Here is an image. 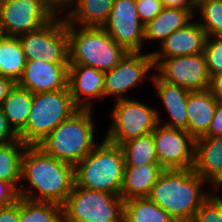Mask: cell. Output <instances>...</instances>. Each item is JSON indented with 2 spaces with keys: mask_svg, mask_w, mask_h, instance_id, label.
Returning <instances> with one entry per match:
<instances>
[{
  "mask_svg": "<svg viewBox=\"0 0 222 222\" xmlns=\"http://www.w3.org/2000/svg\"><path fill=\"white\" fill-rule=\"evenodd\" d=\"M23 179L34 189L20 187L19 197L63 205L75 187V166L47 155L38 146H27L22 157Z\"/></svg>",
  "mask_w": 222,
  "mask_h": 222,
  "instance_id": "cell-1",
  "label": "cell"
},
{
  "mask_svg": "<svg viewBox=\"0 0 222 222\" xmlns=\"http://www.w3.org/2000/svg\"><path fill=\"white\" fill-rule=\"evenodd\" d=\"M207 183L193 169L164 170L148 198L166 211L175 222H191L211 192Z\"/></svg>",
  "mask_w": 222,
  "mask_h": 222,
  "instance_id": "cell-2",
  "label": "cell"
},
{
  "mask_svg": "<svg viewBox=\"0 0 222 222\" xmlns=\"http://www.w3.org/2000/svg\"><path fill=\"white\" fill-rule=\"evenodd\" d=\"M74 166L75 186L120 196L125 170L120 145L104 138Z\"/></svg>",
  "mask_w": 222,
  "mask_h": 222,
  "instance_id": "cell-3",
  "label": "cell"
},
{
  "mask_svg": "<svg viewBox=\"0 0 222 222\" xmlns=\"http://www.w3.org/2000/svg\"><path fill=\"white\" fill-rule=\"evenodd\" d=\"M92 109H78L38 145L47 155L75 165L96 146Z\"/></svg>",
  "mask_w": 222,
  "mask_h": 222,
  "instance_id": "cell-4",
  "label": "cell"
},
{
  "mask_svg": "<svg viewBox=\"0 0 222 222\" xmlns=\"http://www.w3.org/2000/svg\"><path fill=\"white\" fill-rule=\"evenodd\" d=\"M67 33L69 64L92 66L99 71L107 72L128 54L103 27L67 24Z\"/></svg>",
  "mask_w": 222,
  "mask_h": 222,
  "instance_id": "cell-5",
  "label": "cell"
},
{
  "mask_svg": "<svg viewBox=\"0 0 222 222\" xmlns=\"http://www.w3.org/2000/svg\"><path fill=\"white\" fill-rule=\"evenodd\" d=\"M79 108L69 87L63 90L33 94L26 127L18 134L27 146H38L60 123Z\"/></svg>",
  "mask_w": 222,
  "mask_h": 222,
  "instance_id": "cell-6",
  "label": "cell"
},
{
  "mask_svg": "<svg viewBox=\"0 0 222 222\" xmlns=\"http://www.w3.org/2000/svg\"><path fill=\"white\" fill-rule=\"evenodd\" d=\"M124 202L116 194L75 186L62 205L64 222H123Z\"/></svg>",
  "mask_w": 222,
  "mask_h": 222,
  "instance_id": "cell-7",
  "label": "cell"
},
{
  "mask_svg": "<svg viewBox=\"0 0 222 222\" xmlns=\"http://www.w3.org/2000/svg\"><path fill=\"white\" fill-rule=\"evenodd\" d=\"M112 110V123L105 139L121 145L136 137L153 132L161 124L156 109L128 98L117 100Z\"/></svg>",
  "mask_w": 222,
  "mask_h": 222,
  "instance_id": "cell-8",
  "label": "cell"
},
{
  "mask_svg": "<svg viewBox=\"0 0 222 222\" xmlns=\"http://www.w3.org/2000/svg\"><path fill=\"white\" fill-rule=\"evenodd\" d=\"M26 60L43 59L49 63H69L68 33L65 17H55L36 31L18 36Z\"/></svg>",
  "mask_w": 222,
  "mask_h": 222,
  "instance_id": "cell-9",
  "label": "cell"
},
{
  "mask_svg": "<svg viewBox=\"0 0 222 222\" xmlns=\"http://www.w3.org/2000/svg\"><path fill=\"white\" fill-rule=\"evenodd\" d=\"M157 76L170 84L189 91L209 89L210 76L204 53L168 59H153Z\"/></svg>",
  "mask_w": 222,
  "mask_h": 222,
  "instance_id": "cell-10",
  "label": "cell"
},
{
  "mask_svg": "<svg viewBox=\"0 0 222 222\" xmlns=\"http://www.w3.org/2000/svg\"><path fill=\"white\" fill-rule=\"evenodd\" d=\"M54 18L41 0H3L0 3V34L18 37L40 29Z\"/></svg>",
  "mask_w": 222,
  "mask_h": 222,
  "instance_id": "cell-11",
  "label": "cell"
},
{
  "mask_svg": "<svg viewBox=\"0 0 222 222\" xmlns=\"http://www.w3.org/2000/svg\"><path fill=\"white\" fill-rule=\"evenodd\" d=\"M152 133L158 162L165 170L193 169L195 139L187 131L159 124Z\"/></svg>",
  "mask_w": 222,
  "mask_h": 222,
  "instance_id": "cell-12",
  "label": "cell"
},
{
  "mask_svg": "<svg viewBox=\"0 0 222 222\" xmlns=\"http://www.w3.org/2000/svg\"><path fill=\"white\" fill-rule=\"evenodd\" d=\"M103 28L127 52H141L145 25L137 13L135 0H114Z\"/></svg>",
  "mask_w": 222,
  "mask_h": 222,
  "instance_id": "cell-13",
  "label": "cell"
},
{
  "mask_svg": "<svg viewBox=\"0 0 222 222\" xmlns=\"http://www.w3.org/2000/svg\"><path fill=\"white\" fill-rule=\"evenodd\" d=\"M154 68L153 57L149 52H128L112 69L104 72V97L116 96V100L126 99L127 90L137 86Z\"/></svg>",
  "mask_w": 222,
  "mask_h": 222,
  "instance_id": "cell-14",
  "label": "cell"
},
{
  "mask_svg": "<svg viewBox=\"0 0 222 222\" xmlns=\"http://www.w3.org/2000/svg\"><path fill=\"white\" fill-rule=\"evenodd\" d=\"M69 63H49L39 58L26 60L18 86L32 94L68 88Z\"/></svg>",
  "mask_w": 222,
  "mask_h": 222,
  "instance_id": "cell-15",
  "label": "cell"
},
{
  "mask_svg": "<svg viewBox=\"0 0 222 222\" xmlns=\"http://www.w3.org/2000/svg\"><path fill=\"white\" fill-rule=\"evenodd\" d=\"M68 87L79 109H93L91 100L104 98V72L92 66L69 64Z\"/></svg>",
  "mask_w": 222,
  "mask_h": 222,
  "instance_id": "cell-16",
  "label": "cell"
},
{
  "mask_svg": "<svg viewBox=\"0 0 222 222\" xmlns=\"http://www.w3.org/2000/svg\"><path fill=\"white\" fill-rule=\"evenodd\" d=\"M207 35L198 22L172 32L160 45V51L151 52L153 59H168L204 52Z\"/></svg>",
  "mask_w": 222,
  "mask_h": 222,
  "instance_id": "cell-17",
  "label": "cell"
},
{
  "mask_svg": "<svg viewBox=\"0 0 222 222\" xmlns=\"http://www.w3.org/2000/svg\"><path fill=\"white\" fill-rule=\"evenodd\" d=\"M193 171L217 190L222 186V136L195 139Z\"/></svg>",
  "mask_w": 222,
  "mask_h": 222,
  "instance_id": "cell-18",
  "label": "cell"
},
{
  "mask_svg": "<svg viewBox=\"0 0 222 222\" xmlns=\"http://www.w3.org/2000/svg\"><path fill=\"white\" fill-rule=\"evenodd\" d=\"M151 76L158 96L170 117V121L165 123L164 126L188 132L186 107L190 91L161 80L155 73Z\"/></svg>",
  "mask_w": 222,
  "mask_h": 222,
  "instance_id": "cell-19",
  "label": "cell"
},
{
  "mask_svg": "<svg viewBox=\"0 0 222 222\" xmlns=\"http://www.w3.org/2000/svg\"><path fill=\"white\" fill-rule=\"evenodd\" d=\"M217 103L209 89L190 91L186 110L188 133L194 139L202 137L208 132Z\"/></svg>",
  "mask_w": 222,
  "mask_h": 222,
  "instance_id": "cell-20",
  "label": "cell"
},
{
  "mask_svg": "<svg viewBox=\"0 0 222 222\" xmlns=\"http://www.w3.org/2000/svg\"><path fill=\"white\" fill-rule=\"evenodd\" d=\"M164 170L160 164L125 166L120 196L124 200L148 198Z\"/></svg>",
  "mask_w": 222,
  "mask_h": 222,
  "instance_id": "cell-21",
  "label": "cell"
},
{
  "mask_svg": "<svg viewBox=\"0 0 222 222\" xmlns=\"http://www.w3.org/2000/svg\"><path fill=\"white\" fill-rule=\"evenodd\" d=\"M114 0H74L65 18L67 24L84 27H103L111 13Z\"/></svg>",
  "mask_w": 222,
  "mask_h": 222,
  "instance_id": "cell-22",
  "label": "cell"
},
{
  "mask_svg": "<svg viewBox=\"0 0 222 222\" xmlns=\"http://www.w3.org/2000/svg\"><path fill=\"white\" fill-rule=\"evenodd\" d=\"M194 10L163 8L144 28V40H159V44L175 30L186 26L192 20Z\"/></svg>",
  "mask_w": 222,
  "mask_h": 222,
  "instance_id": "cell-23",
  "label": "cell"
},
{
  "mask_svg": "<svg viewBox=\"0 0 222 222\" xmlns=\"http://www.w3.org/2000/svg\"><path fill=\"white\" fill-rule=\"evenodd\" d=\"M32 102L33 94L17 85L0 106L10 126L17 134L26 127Z\"/></svg>",
  "mask_w": 222,
  "mask_h": 222,
  "instance_id": "cell-24",
  "label": "cell"
},
{
  "mask_svg": "<svg viewBox=\"0 0 222 222\" xmlns=\"http://www.w3.org/2000/svg\"><path fill=\"white\" fill-rule=\"evenodd\" d=\"M26 64L25 54L18 37H0V76L20 80Z\"/></svg>",
  "mask_w": 222,
  "mask_h": 222,
  "instance_id": "cell-25",
  "label": "cell"
},
{
  "mask_svg": "<svg viewBox=\"0 0 222 222\" xmlns=\"http://www.w3.org/2000/svg\"><path fill=\"white\" fill-rule=\"evenodd\" d=\"M27 145L17 139L0 145V180L10 183L17 191L21 186L22 157Z\"/></svg>",
  "mask_w": 222,
  "mask_h": 222,
  "instance_id": "cell-26",
  "label": "cell"
},
{
  "mask_svg": "<svg viewBox=\"0 0 222 222\" xmlns=\"http://www.w3.org/2000/svg\"><path fill=\"white\" fill-rule=\"evenodd\" d=\"M120 147L124 154L125 166L159 164L152 132L124 142Z\"/></svg>",
  "mask_w": 222,
  "mask_h": 222,
  "instance_id": "cell-27",
  "label": "cell"
},
{
  "mask_svg": "<svg viewBox=\"0 0 222 222\" xmlns=\"http://www.w3.org/2000/svg\"><path fill=\"white\" fill-rule=\"evenodd\" d=\"M123 222H175L149 198L125 200Z\"/></svg>",
  "mask_w": 222,
  "mask_h": 222,
  "instance_id": "cell-28",
  "label": "cell"
},
{
  "mask_svg": "<svg viewBox=\"0 0 222 222\" xmlns=\"http://www.w3.org/2000/svg\"><path fill=\"white\" fill-rule=\"evenodd\" d=\"M19 222H64L63 207L19 197Z\"/></svg>",
  "mask_w": 222,
  "mask_h": 222,
  "instance_id": "cell-29",
  "label": "cell"
},
{
  "mask_svg": "<svg viewBox=\"0 0 222 222\" xmlns=\"http://www.w3.org/2000/svg\"><path fill=\"white\" fill-rule=\"evenodd\" d=\"M196 9L207 37H222V0H197Z\"/></svg>",
  "mask_w": 222,
  "mask_h": 222,
  "instance_id": "cell-30",
  "label": "cell"
},
{
  "mask_svg": "<svg viewBox=\"0 0 222 222\" xmlns=\"http://www.w3.org/2000/svg\"><path fill=\"white\" fill-rule=\"evenodd\" d=\"M191 222H222V198L212 192L197 210Z\"/></svg>",
  "mask_w": 222,
  "mask_h": 222,
  "instance_id": "cell-31",
  "label": "cell"
},
{
  "mask_svg": "<svg viewBox=\"0 0 222 222\" xmlns=\"http://www.w3.org/2000/svg\"><path fill=\"white\" fill-rule=\"evenodd\" d=\"M203 53L210 78L222 73V37H207Z\"/></svg>",
  "mask_w": 222,
  "mask_h": 222,
  "instance_id": "cell-32",
  "label": "cell"
},
{
  "mask_svg": "<svg viewBox=\"0 0 222 222\" xmlns=\"http://www.w3.org/2000/svg\"><path fill=\"white\" fill-rule=\"evenodd\" d=\"M135 4L144 25L154 19L164 8L161 0H135Z\"/></svg>",
  "mask_w": 222,
  "mask_h": 222,
  "instance_id": "cell-33",
  "label": "cell"
},
{
  "mask_svg": "<svg viewBox=\"0 0 222 222\" xmlns=\"http://www.w3.org/2000/svg\"><path fill=\"white\" fill-rule=\"evenodd\" d=\"M18 198V191L10 183L0 180V207L12 205Z\"/></svg>",
  "mask_w": 222,
  "mask_h": 222,
  "instance_id": "cell-34",
  "label": "cell"
},
{
  "mask_svg": "<svg viewBox=\"0 0 222 222\" xmlns=\"http://www.w3.org/2000/svg\"><path fill=\"white\" fill-rule=\"evenodd\" d=\"M19 139V135L10 126L0 107V145H5Z\"/></svg>",
  "mask_w": 222,
  "mask_h": 222,
  "instance_id": "cell-35",
  "label": "cell"
},
{
  "mask_svg": "<svg viewBox=\"0 0 222 222\" xmlns=\"http://www.w3.org/2000/svg\"><path fill=\"white\" fill-rule=\"evenodd\" d=\"M204 136H222V103L218 102L208 132Z\"/></svg>",
  "mask_w": 222,
  "mask_h": 222,
  "instance_id": "cell-36",
  "label": "cell"
},
{
  "mask_svg": "<svg viewBox=\"0 0 222 222\" xmlns=\"http://www.w3.org/2000/svg\"><path fill=\"white\" fill-rule=\"evenodd\" d=\"M41 2L54 17H58L62 9L72 8L74 4V0H41Z\"/></svg>",
  "mask_w": 222,
  "mask_h": 222,
  "instance_id": "cell-37",
  "label": "cell"
},
{
  "mask_svg": "<svg viewBox=\"0 0 222 222\" xmlns=\"http://www.w3.org/2000/svg\"><path fill=\"white\" fill-rule=\"evenodd\" d=\"M0 222H19V198L10 206L0 207Z\"/></svg>",
  "mask_w": 222,
  "mask_h": 222,
  "instance_id": "cell-38",
  "label": "cell"
},
{
  "mask_svg": "<svg viewBox=\"0 0 222 222\" xmlns=\"http://www.w3.org/2000/svg\"><path fill=\"white\" fill-rule=\"evenodd\" d=\"M163 7L184 9V10H195L197 0H161Z\"/></svg>",
  "mask_w": 222,
  "mask_h": 222,
  "instance_id": "cell-39",
  "label": "cell"
},
{
  "mask_svg": "<svg viewBox=\"0 0 222 222\" xmlns=\"http://www.w3.org/2000/svg\"><path fill=\"white\" fill-rule=\"evenodd\" d=\"M17 85L14 79L0 76V106Z\"/></svg>",
  "mask_w": 222,
  "mask_h": 222,
  "instance_id": "cell-40",
  "label": "cell"
},
{
  "mask_svg": "<svg viewBox=\"0 0 222 222\" xmlns=\"http://www.w3.org/2000/svg\"><path fill=\"white\" fill-rule=\"evenodd\" d=\"M209 90L217 102L222 103V73L216 74L210 79Z\"/></svg>",
  "mask_w": 222,
  "mask_h": 222,
  "instance_id": "cell-41",
  "label": "cell"
}]
</instances>
